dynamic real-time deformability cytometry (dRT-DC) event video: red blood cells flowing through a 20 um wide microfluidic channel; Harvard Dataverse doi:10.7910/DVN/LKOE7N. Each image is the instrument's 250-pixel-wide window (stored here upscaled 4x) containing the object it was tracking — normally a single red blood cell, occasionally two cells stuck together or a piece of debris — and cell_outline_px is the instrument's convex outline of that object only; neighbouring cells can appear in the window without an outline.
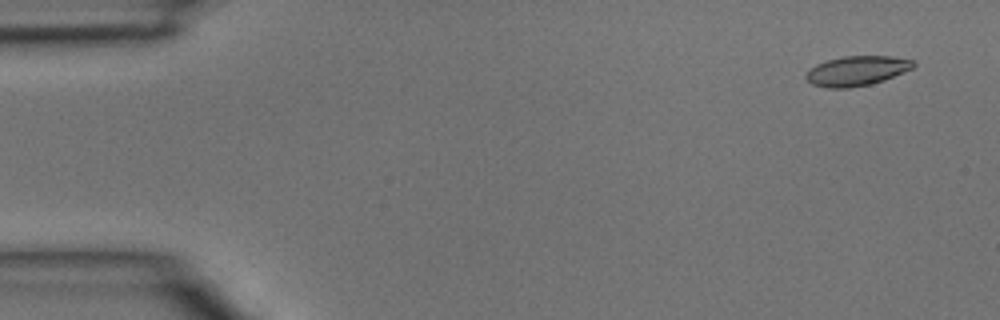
{"species": "common noctule bat (a hibernating species)", "species_latin": "Nyctalus noctula", "temperature_condition": "room temperature", "stored_images_in_passage": 5, "camera_frame_rate_fps": 3000, "um_per_image_px": 0.085, "animal": {"sex": "male", "body_mass_g": 15.6}, "frame": {"image": 1, "passage_image": 1, "time_ms": 0.0, "image_size_px": [1000, 320], "cell_outline_px": [[916, 64], [912, 68], [884, 80], [872, 84], [848, 88], [828, 88], [812, 84], [804, 76], [816, 64], [828, 60], [844, 56], [892, 56], [916, 60]], "centroid_in_image_um": [72.86, 6.02], "position_along_channel_um": 12.1, "area_um2": 18.55}}
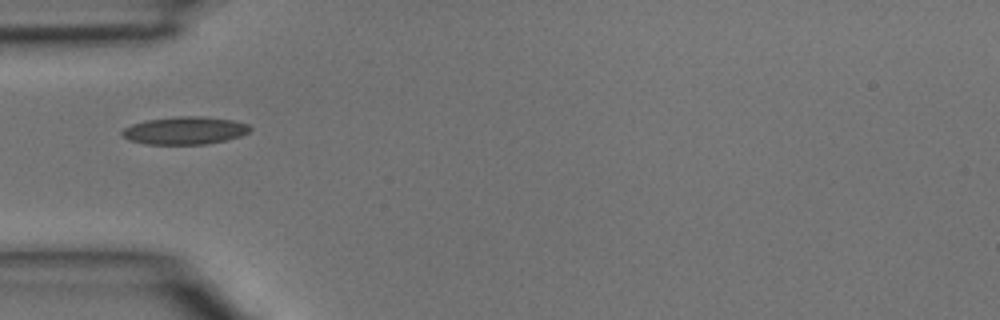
{"frame": {"image": 2, "passage_image": 4, "time_ms": 1.0, "image_size_px": [1000, 320], "cell_outline_px": [[252, 128], [248, 132], [240, 136], [224, 140], [204, 144], [148, 144], [128, 140], [120, 136], [120, 132], [124, 128], [132, 124], [148, 120], [180, 116], [200, 116], [232, 120], [248, 124]], "centroid_in_image_um": [15.67, 11.09], "position_along_channel_um": 69.3, "area_um2": 20.52}}